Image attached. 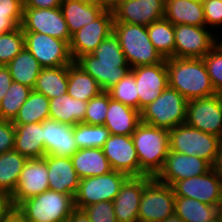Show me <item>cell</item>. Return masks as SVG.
<instances>
[{"mask_svg": "<svg viewBox=\"0 0 222 222\" xmlns=\"http://www.w3.org/2000/svg\"><path fill=\"white\" fill-rule=\"evenodd\" d=\"M169 87L188 101L216 95L203 58H167Z\"/></svg>", "mask_w": 222, "mask_h": 222, "instance_id": "6da1fadb", "label": "cell"}, {"mask_svg": "<svg viewBox=\"0 0 222 222\" xmlns=\"http://www.w3.org/2000/svg\"><path fill=\"white\" fill-rule=\"evenodd\" d=\"M131 137L138 155L140 177H156L170 151L169 130L141 122Z\"/></svg>", "mask_w": 222, "mask_h": 222, "instance_id": "7a4b0ae2", "label": "cell"}, {"mask_svg": "<svg viewBox=\"0 0 222 222\" xmlns=\"http://www.w3.org/2000/svg\"><path fill=\"white\" fill-rule=\"evenodd\" d=\"M74 209V198L71 195L49 189L22 201L14 213L22 221L67 222Z\"/></svg>", "mask_w": 222, "mask_h": 222, "instance_id": "3957f363", "label": "cell"}, {"mask_svg": "<svg viewBox=\"0 0 222 222\" xmlns=\"http://www.w3.org/2000/svg\"><path fill=\"white\" fill-rule=\"evenodd\" d=\"M113 32L131 68L155 65L165 60L150 41L147 26L114 22Z\"/></svg>", "mask_w": 222, "mask_h": 222, "instance_id": "277c9868", "label": "cell"}, {"mask_svg": "<svg viewBox=\"0 0 222 222\" xmlns=\"http://www.w3.org/2000/svg\"><path fill=\"white\" fill-rule=\"evenodd\" d=\"M187 103L177 90L168 86L156 100L141 109V122L171 130L186 122Z\"/></svg>", "mask_w": 222, "mask_h": 222, "instance_id": "5b68a950", "label": "cell"}, {"mask_svg": "<svg viewBox=\"0 0 222 222\" xmlns=\"http://www.w3.org/2000/svg\"><path fill=\"white\" fill-rule=\"evenodd\" d=\"M222 139L191 127L186 123L169 130L170 150L186 155L198 156L211 165L214 162Z\"/></svg>", "mask_w": 222, "mask_h": 222, "instance_id": "8992f818", "label": "cell"}, {"mask_svg": "<svg viewBox=\"0 0 222 222\" xmlns=\"http://www.w3.org/2000/svg\"><path fill=\"white\" fill-rule=\"evenodd\" d=\"M128 178L127 174L113 170L105 175L80 179L78 191L74 197L75 208L83 210L89 205L102 201L113 202Z\"/></svg>", "mask_w": 222, "mask_h": 222, "instance_id": "52a82bcc", "label": "cell"}, {"mask_svg": "<svg viewBox=\"0 0 222 222\" xmlns=\"http://www.w3.org/2000/svg\"><path fill=\"white\" fill-rule=\"evenodd\" d=\"M175 195L170 185L155 177L143 188L138 222H162L174 213Z\"/></svg>", "mask_w": 222, "mask_h": 222, "instance_id": "ba28073f", "label": "cell"}, {"mask_svg": "<svg viewBox=\"0 0 222 222\" xmlns=\"http://www.w3.org/2000/svg\"><path fill=\"white\" fill-rule=\"evenodd\" d=\"M23 33L25 48L43 68L70 65L73 62L69 44L66 41L42 33Z\"/></svg>", "mask_w": 222, "mask_h": 222, "instance_id": "9c48e42d", "label": "cell"}, {"mask_svg": "<svg viewBox=\"0 0 222 222\" xmlns=\"http://www.w3.org/2000/svg\"><path fill=\"white\" fill-rule=\"evenodd\" d=\"M185 123L222 139V94L188 101Z\"/></svg>", "mask_w": 222, "mask_h": 222, "instance_id": "30bf717a", "label": "cell"}, {"mask_svg": "<svg viewBox=\"0 0 222 222\" xmlns=\"http://www.w3.org/2000/svg\"><path fill=\"white\" fill-rule=\"evenodd\" d=\"M113 12L105 10L91 23L83 26L72 35L69 51L75 62L79 57L92 54L97 46L113 32Z\"/></svg>", "mask_w": 222, "mask_h": 222, "instance_id": "8fae6325", "label": "cell"}, {"mask_svg": "<svg viewBox=\"0 0 222 222\" xmlns=\"http://www.w3.org/2000/svg\"><path fill=\"white\" fill-rule=\"evenodd\" d=\"M23 32H36L64 40L70 44L72 36L60 7L50 9L23 8L20 26Z\"/></svg>", "mask_w": 222, "mask_h": 222, "instance_id": "7c38bea8", "label": "cell"}, {"mask_svg": "<svg viewBox=\"0 0 222 222\" xmlns=\"http://www.w3.org/2000/svg\"><path fill=\"white\" fill-rule=\"evenodd\" d=\"M175 197L193 198L222 210V182L213 170L175 182L172 186Z\"/></svg>", "mask_w": 222, "mask_h": 222, "instance_id": "4fadbf2b", "label": "cell"}, {"mask_svg": "<svg viewBox=\"0 0 222 222\" xmlns=\"http://www.w3.org/2000/svg\"><path fill=\"white\" fill-rule=\"evenodd\" d=\"M209 31L187 24L174 26V57L203 58L218 43Z\"/></svg>", "mask_w": 222, "mask_h": 222, "instance_id": "5bb4252c", "label": "cell"}, {"mask_svg": "<svg viewBox=\"0 0 222 222\" xmlns=\"http://www.w3.org/2000/svg\"><path fill=\"white\" fill-rule=\"evenodd\" d=\"M49 190L48 170L45 156L28 158L25 163L13 194L11 204L15 209L22 201Z\"/></svg>", "mask_w": 222, "mask_h": 222, "instance_id": "9a60e30c", "label": "cell"}, {"mask_svg": "<svg viewBox=\"0 0 222 222\" xmlns=\"http://www.w3.org/2000/svg\"><path fill=\"white\" fill-rule=\"evenodd\" d=\"M114 22L149 26L164 18L165 0H117Z\"/></svg>", "mask_w": 222, "mask_h": 222, "instance_id": "2e32d148", "label": "cell"}, {"mask_svg": "<svg viewBox=\"0 0 222 222\" xmlns=\"http://www.w3.org/2000/svg\"><path fill=\"white\" fill-rule=\"evenodd\" d=\"M211 170V164L198 156L169 151L163 169L155 177L159 182L172 186L175 182L201 176Z\"/></svg>", "mask_w": 222, "mask_h": 222, "instance_id": "e0dca14e", "label": "cell"}, {"mask_svg": "<svg viewBox=\"0 0 222 222\" xmlns=\"http://www.w3.org/2000/svg\"><path fill=\"white\" fill-rule=\"evenodd\" d=\"M102 151L114 171L125 173L129 177H140L138 155L131 135L111 134Z\"/></svg>", "mask_w": 222, "mask_h": 222, "instance_id": "ac0fdd59", "label": "cell"}, {"mask_svg": "<svg viewBox=\"0 0 222 222\" xmlns=\"http://www.w3.org/2000/svg\"><path fill=\"white\" fill-rule=\"evenodd\" d=\"M139 95V111L156 100L169 86L166 59L155 65L131 68Z\"/></svg>", "mask_w": 222, "mask_h": 222, "instance_id": "d6986e66", "label": "cell"}, {"mask_svg": "<svg viewBox=\"0 0 222 222\" xmlns=\"http://www.w3.org/2000/svg\"><path fill=\"white\" fill-rule=\"evenodd\" d=\"M154 177L145 175L129 177L121 186L120 192L113 200L117 222H138V214L143 188Z\"/></svg>", "mask_w": 222, "mask_h": 222, "instance_id": "ffe728a7", "label": "cell"}, {"mask_svg": "<svg viewBox=\"0 0 222 222\" xmlns=\"http://www.w3.org/2000/svg\"><path fill=\"white\" fill-rule=\"evenodd\" d=\"M49 189L75 197L80 178L70 157L45 155Z\"/></svg>", "mask_w": 222, "mask_h": 222, "instance_id": "44dd1931", "label": "cell"}, {"mask_svg": "<svg viewBox=\"0 0 222 222\" xmlns=\"http://www.w3.org/2000/svg\"><path fill=\"white\" fill-rule=\"evenodd\" d=\"M75 63L97 81L102 91H108L131 71L128 63L97 62L92 54L79 57Z\"/></svg>", "mask_w": 222, "mask_h": 222, "instance_id": "7402d4cb", "label": "cell"}, {"mask_svg": "<svg viewBox=\"0 0 222 222\" xmlns=\"http://www.w3.org/2000/svg\"><path fill=\"white\" fill-rule=\"evenodd\" d=\"M43 142L46 155L71 157L77 150L73 126L47 119L43 122Z\"/></svg>", "mask_w": 222, "mask_h": 222, "instance_id": "603a6c76", "label": "cell"}, {"mask_svg": "<svg viewBox=\"0 0 222 222\" xmlns=\"http://www.w3.org/2000/svg\"><path fill=\"white\" fill-rule=\"evenodd\" d=\"M140 123L139 110L113 100L109 94V106L104 126L112 135L130 136Z\"/></svg>", "mask_w": 222, "mask_h": 222, "instance_id": "cb8c5ba5", "label": "cell"}, {"mask_svg": "<svg viewBox=\"0 0 222 222\" xmlns=\"http://www.w3.org/2000/svg\"><path fill=\"white\" fill-rule=\"evenodd\" d=\"M14 150L27 158L46 155L43 142V123L14 124Z\"/></svg>", "mask_w": 222, "mask_h": 222, "instance_id": "d4e9b609", "label": "cell"}, {"mask_svg": "<svg viewBox=\"0 0 222 222\" xmlns=\"http://www.w3.org/2000/svg\"><path fill=\"white\" fill-rule=\"evenodd\" d=\"M70 158L80 179L105 175L113 171L102 148L78 149Z\"/></svg>", "mask_w": 222, "mask_h": 222, "instance_id": "484cf974", "label": "cell"}, {"mask_svg": "<svg viewBox=\"0 0 222 222\" xmlns=\"http://www.w3.org/2000/svg\"><path fill=\"white\" fill-rule=\"evenodd\" d=\"M164 18L174 26L187 24L207 27L203 4L193 0H165Z\"/></svg>", "mask_w": 222, "mask_h": 222, "instance_id": "4316f807", "label": "cell"}, {"mask_svg": "<svg viewBox=\"0 0 222 222\" xmlns=\"http://www.w3.org/2000/svg\"><path fill=\"white\" fill-rule=\"evenodd\" d=\"M60 9L71 36L105 11L103 8L84 0H62Z\"/></svg>", "mask_w": 222, "mask_h": 222, "instance_id": "83f0119b", "label": "cell"}, {"mask_svg": "<svg viewBox=\"0 0 222 222\" xmlns=\"http://www.w3.org/2000/svg\"><path fill=\"white\" fill-rule=\"evenodd\" d=\"M87 103L68 93L49 99V119L70 126L84 121Z\"/></svg>", "mask_w": 222, "mask_h": 222, "instance_id": "f1b7e54d", "label": "cell"}, {"mask_svg": "<svg viewBox=\"0 0 222 222\" xmlns=\"http://www.w3.org/2000/svg\"><path fill=\"white\" fill-rule=\"evenodd\" d=\"M100 92H102V89L90 74L85 72L74 61L68 65L67 93L69 96L88 102Z\"/></svg>", "mask_w": 222, "mask_h": 222, "instance_id": "f546056e", "label": "cell"}, {"mask_svg": "<svg viewBox=\"0 0 222 222\" xmlns=\"http://www.w3.org/2000/svg\"><path fill=\"white\" fill-rule=\"evenodd\" d=\"M68 65L42 68L33 90L52 99L67 93Z\"/></svg>", "mask_w": 222, "mask_h": 222, "instance_id": "4dcf8cb0", "label": "cell"}, {"mask_svg": "<svg viewBox=\"0 0 222 222\" xmlns=\"http://www.w3.org/2000/svg\"><path fill=\"white\" fill-rule=\"evenodd\" d=\"M6 66L9 68L14 82L28 86L31 89L34 88L36 79L43 68L26 48L17 54Z\"/></svg>", "mask_w": 222, "mask_h": 222, "instance_id": "1f68e13d", "label": "cell"}, {"mask_svg": "<svg viewBox=\"0 0 222 222\" xmlns=\"http://www.w3.org/2000/svg\"><path fill=\"white\" fill-rule=\"evenodd\" d=\"M28 158L16 150L0 154V192L11 196L17 187L20 173Z\"/></svg>", "mask_w": 222, "mask_h": 222, "instance_id": "d6a6232c", "label": "cell"}, {"mask_svg": "<svg viewBox=\"0 0 222 222\" xmlns=\"http://www.w3.org/2000/svg\"><path fill=\"white\" fill-rule=\"evenodd\" d=\"M222 210L193 198L175 197L174 213L184 222H207Z\"/></svg>", "mask_w": 222, "mask_h": 222, "instance_id": "836d02e7", "label": "cell"}, {"mask_svg": "<svg viewBox=\"0 0 222 222\" xmlns=\"http://www.w3.org/2000/svg\"><path fill=\"white\" fill-rule=\"evenodd\" d=\"M49 119V99L42 93L32 90L21 106L13 124L41 123Z\"/></svg>", "mask_w": 222, "mask_h": 222, "instance_id": "e575fe53", "label": "cell"}, {"mask_svg": "<svg viewBox=\"0 0 222 222\" xmlns=\"http://www.w3.org/2000/svg\"><path fill=\"white\" fill-rule=\"evenodd\" d=\"M147 32L154 48L164 59L174 57V25L169 20L154 21L147 26Z\"/></svg>", "mask_w": 222, "mask_h": 222, "instance_id": "d590c367", "label": "cell"}, {"mask_svg": "<svg viewBox=\"0 0 222 222\" xmlns=\"http://www.w3.org/2000/svg\"><path fill=\"white\" fill-rule=\"evenodd\" d=\"M73 135L78 149H83L102 148L111 133L104 125H88L81 122L73 125Z\"/></svg>", "mask_w": 222, "mask_h": 222, "instance_id": "8d00e7d4", "label": "cell"}, {"mask_svg": "<svg viewBox=\"0 0 222 222\" xmlns=\"http://www.w3.org/2000/svg\"><path fill=\"white\" fill-rule=\"evenodd\" d=\"M32 90L28 86L13 81L0 102V119L13 121Z\"/></svg>", "mask_w": 222, "mask_h": 222, "instance_id": "74e56055", "label": "cell"}, {"mask_svg": "<svg viewBox=\"0 0 222 222\" xmlns=\"http://www.w3.org/2000/svg\"><path fill=\"white\" fill-rule=\"evenodd\" d=\"M110 97L124 105L139 110V95L134 74L130 71L108 90Z\"/></svg>", "mask_w": 222, "mask_h": 222, "instance_id": "f35d334b", "label": "cell"}, {"mask_svg": "<svg viewBox=\"0 0 222 222\" xmlns=\"http://www.w3.org/2000/svg\"><path fill=\"white\" fill-rule=\"evenodd\" d=\"M25 48V38L20 26L0 35V65L6 66Z\"/></svg>", "mask_w": 222, "mask_h": 222, "instance_id": "ab89813d", "label": "cell"}, {"mask_svg": "<svg viewBox=\"0 0 222 222\" xmlns=\"http://www.w3.org/2000/svg\"><path fill=\"white\" fill-rule=\"evenodd\" d=\"M92 55L97 57V62L127 63L119 39L114 32L97 46Z\"/></svg>", "mask_w": 222, "mask_h": 222, "instance_id": "60d3db41", "label": "cell"}, {"mask_svg": "<svg viewBox=\"0 0 222 222\" xmlns=\"http://www.w3.org/2000/svg\"><path fill=\"white\" fill-rule=\"evenodd\" d=\"M208 75L217 94H222V41H219L204 57Z\"/></svg>", "mask_w": 222, "mask_h": 222, "instance_id": "b9f144b4", "label": "cell"}, {"mask_svg": "<svg viewBox=\"0 0 222 222\" xmlns=\"http://www.w3.org/2000/svg\"><path fill=\"white\" fill-rule=\"evenodd\" d=\"M109 106V93L102 91L87 103L84 121L88 125H104Z\"/></svg>", "mask_w": 222, "mask_h": 222, "instance_id": "7bdbcfd3", "label": "cell"}, {"mask_svg": "<svg viewBox=\"0 0 222 222\" xmlns=\"http://www.w3.org/2000/svg\"><path fill=\"white\" fill-rule=\"evenodd\" d=\"M91 222H117L113 202L102 201L83 209Z\"/></svg>", "mask_w": 222, "mask_h": 222, "instance_id": "ee69618b", "label": "cell"}, {"mask_svg": "<svg viewBox=\"0 0 222 222\" xmlns=\"http://www.w3.org/2000/svg\"><path fill=\"white\" fill-rule=\"evenodd\" d=\"M23 8V0H0V18H10L17 26H21Z\"/></svg>", "mask_w": 222, "mask_h": 222, "instance_id": "f6af8a7d", "label": "cell"}, {"mask_svg": "<svg viewBox=\"0 0 222 222\" xmlns=\"http://www.w3.org/2000/svg\"><path fill=\"white\" fill-rule=\"evenodd\" d=\"M15 126L10 120L0 119V154L14 149Z\"/></svg>", "mask_w": 222, "mask_h": 222, "instance_id": "bcb514c9", "label": "cell"}, {"mask_svg": "<svg viewBox=\"0 0 222 222\" xmlns=\"http://www.w3.org/2000/svg\"><path fill=\"white\" fill-rule=\"evenodd\" d=\"M206 25L219 27L222 25V2L219 0H208L203 4Z\"/></svg>", "mask_w": 222, "mask_h": 222, "instance_id": "7dc6e473", "label": "cell"}, {"mask_svg": "<svg viewBox=\"0 0 222 222\" xmlns=\"http://www.w3.org/2000/svg\"><path fill=\"white\" fill-rule=\"evenodd\" d=\"M13 214L14 208L10 196L0 192V222H11Z\"/></svg>", "mask_w": 222, "mask_h": 222, "instance_id": "c3c4849f", "label": "cell"}, {"mask_svg": "<svg viewBox=\"0 0 222 222\" xmlns=\"http://www.w3.org/2000/svg\"><path fill=\"white\" fill-rule=\"evenodd\" d=\"M62 0H23L24 8L50 9L60 7Z\"/></svg>", "mask_w": 222, "mask_h": 222, "instance_id": "681fc988", "label": "cell"}, {"mask_svg": "<svg viewBox=\"0 0 222 222\" xmlns=\"http://www.w3.org/2000/svg\"><path fill=\"white\" fill-rule=\"evenodd\" d=\"M13 80L9 68L4 65H0V102L4 98L6 92L11 86Z\"/></svg>", "mask_w": 222, "mask_h": 222, "instance_id": "f907efd6", "label": "cell"}, {"mask_svg": "<svg viewBox=\"0 0 222 222\" xmlns=\"http://www.w3.org/2000/svg\"><path fill=\"white\" fill-rule=\"evenodd\" d=\"M211 169L222 182V141L219 145L218 152L215 156Z\"/></svg>", "mask_w": 222, "mask_h": 222, "instance_id": "816d5d0a", "label": "cell"}, {"mask_svg": "<svg viewBox=\"0 0 222 222\" xmlns=\"http://www.w3.org/2000/svg\"><path fill=\"white\" fill-rule=\"evenodd\" d=\"M67 222H91L84 210L74 209Z\"/></svg>", "mask_w": 222, "mask_h": 222, "instance_id": "f5cc1de1", "label": "cell"}, {"mask_svg": "<svg viewBox=\"0 0 222 222\" xmlns=\"http://www.w3.org/2000/svg\"><path fill=\"white\" fill-rule=\"evenodd\" d=\"M87 3L97 5L104 10L113 11L116 6L117 0H84Z\"/></svg>", "mask_w": 222, "mask_h": 222, "instance_id": "db71d44e", "label": "cell"}, {"mask_svg": "<svg viewBox=\"0 0 222 222\" xmlns=\"http://www.w3.org/2000/svg\"><path fill=\"white\" fill-rule=\"evenodd\" d=\"M18 27L10 18H0V35Z\"/></svg>", "mask_w": 222, "mask_h": 222, "instance_id": "11a10c76", "label": "cell"}, {"mask_svg": "<svg viewBox=\"0 0 222 222\" xmlns=\"http://www.w3.org/2000/svg\"><path fill=\"white\" fill-rule=\"evenodd\" d=\"M162 222H184L179 216H177L175 213L168 216L165 220Z\"/></svg>", "mask_w": 222, "mask_h": 222, "instance_id": "9f6ffc18", "label": "cell"}, {"mask_svg": "<svg viewBox=\"0 0 222 222\" xmlns=\"http://www.w3.org/2000/svg\"><path fill=\"white\" fill-rule=\"evenodd\" d=\"M207 222H222V211L215 218Z\"/></svg>", "mask_w": 222, "mask_h": 222, "instance_id": "6f0895ef", "label": "cell"}, {"mask_svg": "<svg viewBox=\"0 0 222 222\" xmlns=\"http://www.w3.org/2000/svg\"><path fill=\"white\" fill-rule=\"evenodd\" d=\"M13 221L14 222H28V221H22L15 213L13 214Z\"/></svg>", "mask_w": 222, "mask_h": 222, "instance_id": "680465c9", "label": "cell"}, {"mask_svg": "<svg viewBox=\"0 0 222 222\" xmlns=\"http://www.w3.org/2000/svg\"><path fill=\"white\" fill-rule=\"evenodd\" d=\"M195 2H198V3H201V4H204L206 3L208 0H193Z\"/></svg>", "mask_w": 222, "mask_h": 222, "instance_id": "91938a15", "label": "cell"}]
</instances>
